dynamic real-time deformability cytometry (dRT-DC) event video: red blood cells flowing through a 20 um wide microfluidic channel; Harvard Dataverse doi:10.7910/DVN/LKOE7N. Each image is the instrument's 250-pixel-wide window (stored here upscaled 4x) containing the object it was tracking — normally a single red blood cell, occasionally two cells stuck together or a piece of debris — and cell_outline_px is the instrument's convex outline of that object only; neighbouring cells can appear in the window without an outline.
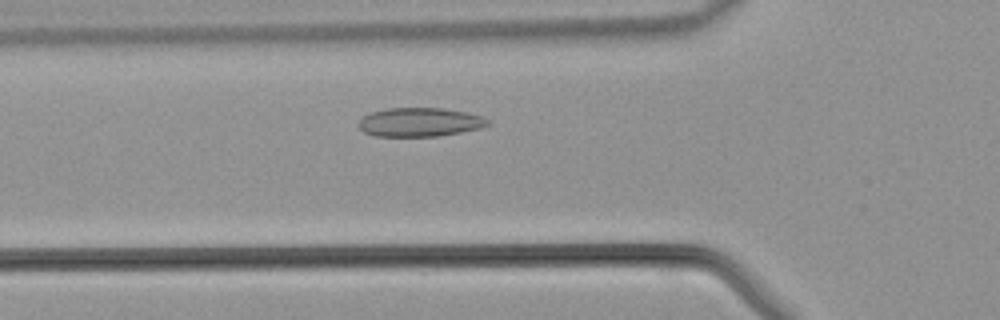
{"species": "common noctule bat (a hibernating species)", "species_latin": "Nyctalus noctula", "temperature_condition": "warm", "stored_images_in_passage": 36, "camera_frame_rate_fps": 3000, "um_per_image_px": 0.085, "animal": {"sex": "male", "body_mass_g": 21.5, "forearm_length_mm": 52.0}, "frame": {"image": 1, "passage_image": 8, "time_ms": 2.333, "image_size_px": [1000, 320], "cell_outline_px": [[492, 120], [488, 124], [480, 128], [460, 132], [436, 136], [376, 136], [364, 132], [360, 128], [360, 120], [368, 112], [384, 108], [440, 108], [468, 112]], "centroid_in_image_um": [35.68, 10.37], "position_along_channel_um": 90.1, "area_um2": 21.68}}
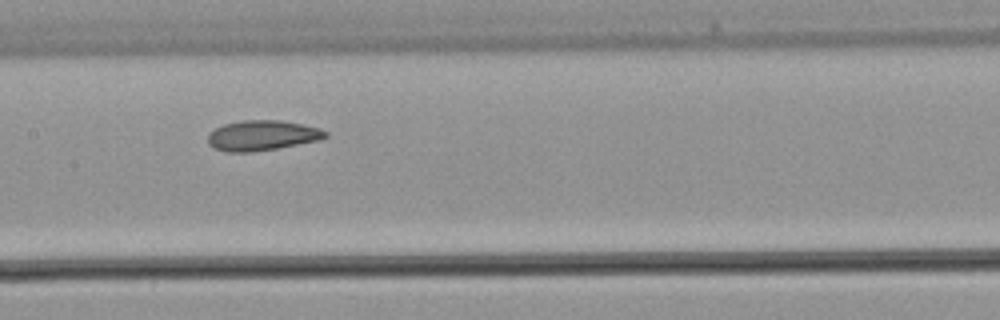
{"frame": {"image": 2, "passage_image": 14, "time_ms": 4.333, "image_size_px": [1000, 320], "cell_outline_px": [[328, 136], [316, 140], [276, 148], [248, 152], [228, 152], [212, 148], [208, 144], [208, 132], [224, 124], [240, 120], [280, 120], [320, 128], [328, 132]], "centroid_in_image_um": [22.22, 11.5], "position_along_channel_um": 185.2, "area_um2": 20.52}}
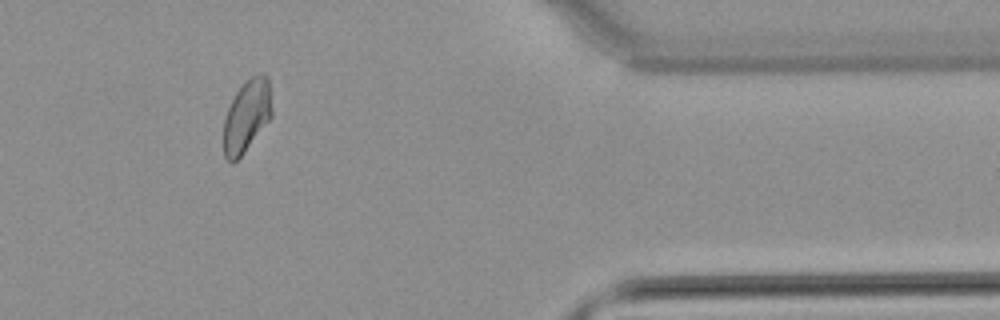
{"frame": {"image": 3, "passage_image": 29, "time_ms": 9.333, "image_size_px": [1000, 320], "cell_outline_px": [[272, 116], [244, 152], [232, 164], [224, 156], [224, 120], [228, 108], [236, 92], [244, 80], [260, 72], [264, 72], [268, 76], [272, 112]], "centroid_in_image_um": [20.98, 9.81], "position_along_channel_um": 390.4, "area_um2": 20.29}}